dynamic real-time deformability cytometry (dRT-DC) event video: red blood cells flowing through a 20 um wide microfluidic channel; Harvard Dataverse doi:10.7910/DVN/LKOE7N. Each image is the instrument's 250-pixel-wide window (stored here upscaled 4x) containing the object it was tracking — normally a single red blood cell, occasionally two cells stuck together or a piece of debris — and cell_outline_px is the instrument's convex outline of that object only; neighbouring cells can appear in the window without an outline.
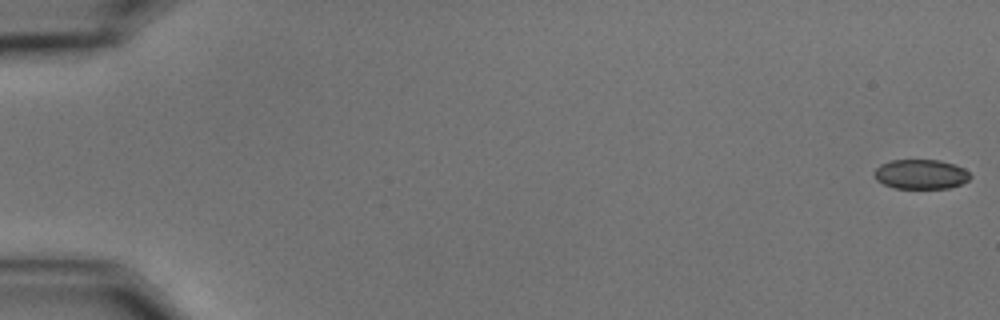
{"species": "common noctule bat (a hibernating species)", "species_latin": "Nyctalus noctula", "temperature_condition": "cold", "stored_images_in_passage": 55, "camera_frame_rate_fps": 3000, "um_per_image_px": 0.085, "animal": {"sex": "male", "body_mass_g": 15.6}, "frame": {"image": 1, "passage_image": 1, "time_ms": 0.0, "image_size_px": [1000, 320], "cell_outline_px": [[972, 176], [968, 180], [960, 184], [948, 188], [892, 188], [876, 180], [872, 176], [872, 172], [880, 164], [892, 160], [940, 160], [956, 164], [964, 168]], "centroid_in_image_um": [78.24, 14.8], "position_along_channel_um": 6.8, "area_um2": 16.76}}
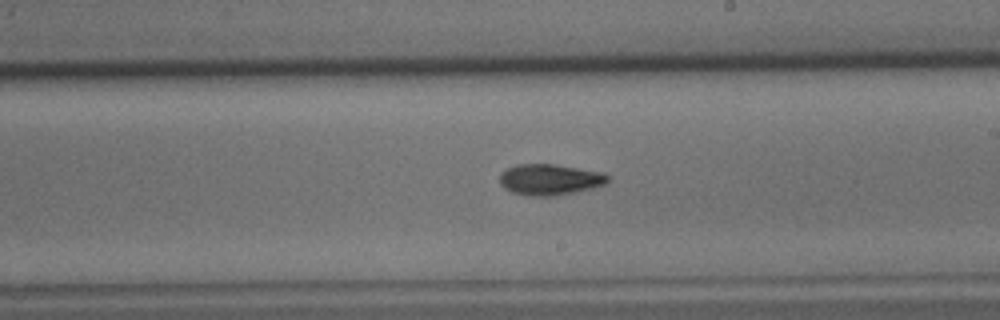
{"frame": {"image": 2, "passage_image": 35, "time_ms": 11.333, "image_size_px": [1000, 320], "cell_outline_px": [[612, 176], [604, 184], [592, 188], [552, 196], [532, 196], [512, 192], [504, 188], [500, 184], [500, 172], [516, 164], [552, 164], [604, 172]], "centroid_in_image_um": [46.73, 15.25], "position_along_channel_um": 242.3, "area_um2": 19.48}}
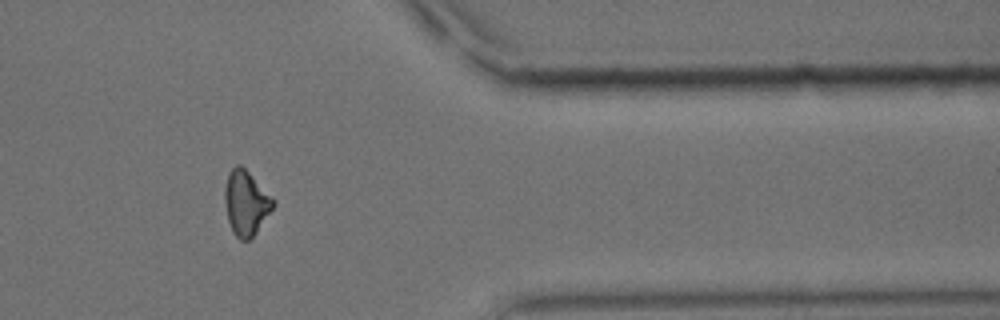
{"frame": {"image": 3, "passage_image": 49, "time_ms": 16.0, "image_size_px": [1000, 320], "cell_outline_px": [[276, 200], [272, 208], [256, 232], [248, 240], [240, 240], [232, 232], [228, 220], [224, 204], [224, 188], [228, 172], [236, 164], [240, 164]], "centroid_in_image_um": [20.87, 17.23], "position_along_channel_um": 390.5, "area_um2": 18.15}}